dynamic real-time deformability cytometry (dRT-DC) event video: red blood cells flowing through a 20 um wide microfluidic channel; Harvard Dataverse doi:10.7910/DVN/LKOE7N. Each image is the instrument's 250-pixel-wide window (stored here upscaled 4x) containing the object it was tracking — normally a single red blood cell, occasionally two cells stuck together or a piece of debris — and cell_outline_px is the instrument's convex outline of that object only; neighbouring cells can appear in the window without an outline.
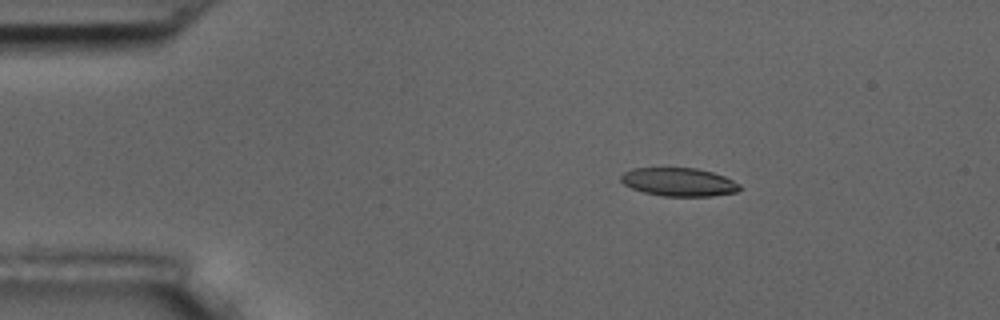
{"species": "common noctule bat (a hibernating species)", "species_latin": "Nyctalus noctula", "temperature_condition": "room temperature", "stored_images_in_passage": 6, "segment_of_instrument_passage": [1, 2], "camera_frame_rate_fps": 3000, "um_per_image_px": 0.085, "animal": {"sex": "male", "body_mass_g": 17.5, "forearm_length_mm": 52.3}, "frame": {"image": 1, "passage_image": 3, "time_ms": 2.333, "image_size_px": [1000, 320], "cell_outline_px": [[740, 188], [736, 192], [712, 196], [664, 196], [644, 192], [632, 188], [624, 184], [620, 180], [620, 176], [624, 172], [632, 168], [696, 168], [712, 172], [724, 176], [740, 184]], "centroid_in_image_um": [57.69, 15.47], "position_along_channel_um": 27.3, "area_um2": 19.54}}